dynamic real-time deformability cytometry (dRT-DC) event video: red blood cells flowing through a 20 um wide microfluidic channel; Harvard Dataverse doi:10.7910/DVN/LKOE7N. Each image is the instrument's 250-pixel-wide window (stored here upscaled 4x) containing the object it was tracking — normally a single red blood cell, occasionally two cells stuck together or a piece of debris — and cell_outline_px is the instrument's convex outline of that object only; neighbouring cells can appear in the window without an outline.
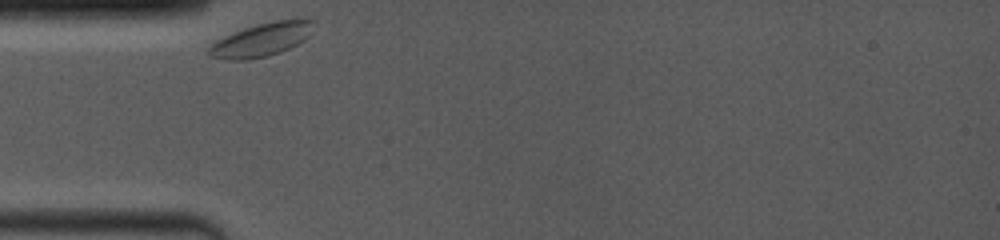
{"species": "common noctule bat (a hibernating species)", "species_latin": "Nyctalus noctula", "temperature_condition": "room temperature", "stored_images_in_passage": 33, "camera_frame_rate_fps": 4000, "um_per_image_px": 0.085, "animal": {"sex": "female", "body_mass_g": 19.0, "forearm_length_mm": 53.3}, "frame": {"image": 1, "passage_image": 1, "time_ms": 0.0, "image_size_px": [1000, 240], "cell_outline_px": [[312, 32], [304, 40], [280, 52], [268, 56], [244, 60], [228, 60], [212, 56], [208, 52], [208, 48], [212, 44], [244, 28], [276, 20], [312, 20]], "centroid_in_image_um": [22.24, 3.4], "position_along_channel_um": 62.8, "area_um2": 19.59}}
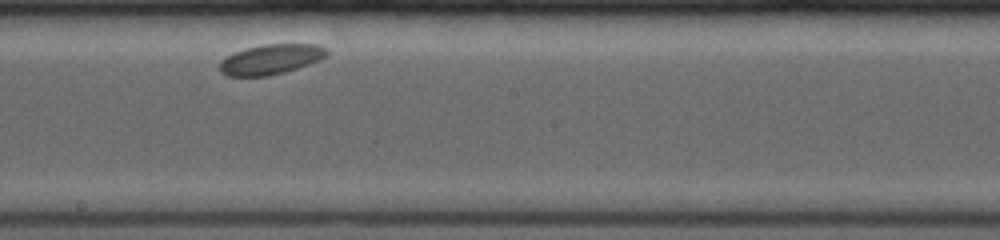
{"frame": {"image": 2, "passage_image": 22, "time_ms": 4.75, "image_size_px": [1000, 240], "cell_outline_px": [[328, 56], [308, 64], [284, 72], [268, 76], [228, 76], [220, 72], [220, 60], [236, 52], [248, 48], [264, 44], [316, 44], [324, 48], [328, 52]], "centroid_in_image_um": [23.02, 5.05], "position_along_channel_um": 225.2, "area_um2": 18.5}}
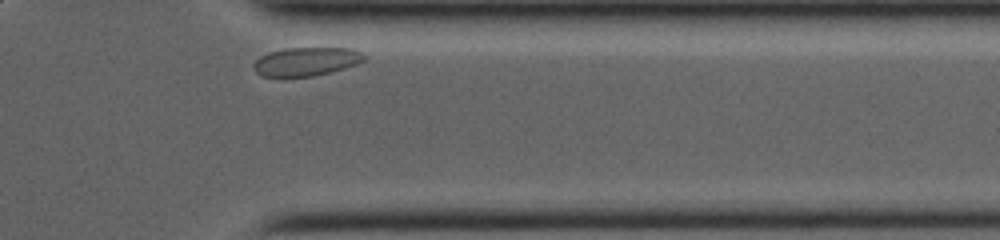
{"frame": {"image": 3, "passage_image": 32, "time_ms": 9.25, "image_size_px": [1000, 240], "cell_outline_px": [[364, 60], [356, 64], [344, 68], [312, 76], [264, 76], [256, 72], [252, 64], [260, 56], [268, 52], [284, 48], [352, 48], [360, 52], [364, 56]], "centroid_in_image_um": [26.0, 5.21], "position_along_channel_um": 385.4, "area_um2": 18.15}}